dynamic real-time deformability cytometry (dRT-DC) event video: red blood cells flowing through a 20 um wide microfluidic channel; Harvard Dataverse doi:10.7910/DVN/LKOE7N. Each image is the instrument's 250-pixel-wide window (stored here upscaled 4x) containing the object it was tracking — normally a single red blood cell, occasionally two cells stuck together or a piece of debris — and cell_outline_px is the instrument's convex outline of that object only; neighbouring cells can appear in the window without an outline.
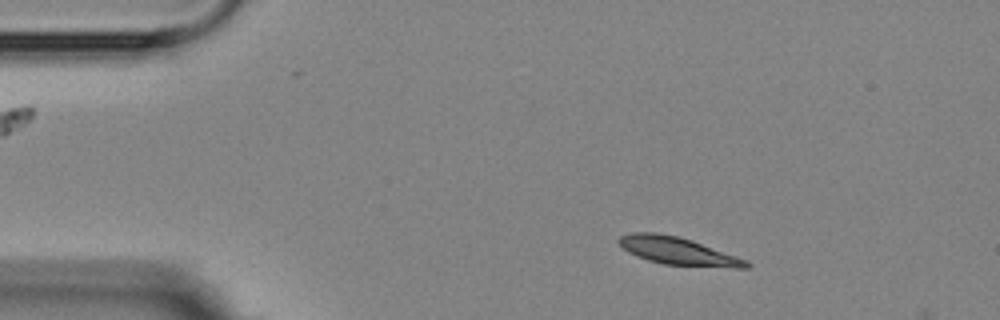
{"species": "Egyptian fruit bat (a non-hibernating species)", "species_latin": "Rousettus aegyptiacus", "temperature_condition": "room temperature", "stored_images_in_passage": 4, "camera_frame_rate_fps": 3000, "um_per_image_px": 0.085, "animal": {"sex": "female"}, "frame": {"image": 1, "passage_image": 2, "time_ms": 1.333, "image_size_px": [1000, 320], "cell_outline_px": [[752, 264], [748, 268], [732, 268], [664, 264], [648, 260], [636, 256], [628, 252], [616, 240], [620, 236], [632, 232], [656, 232], [676, 236], [692, 240], [748, 260]], "centroid_in_image_um": [57.64, 21.34], "position_along_channel_um": 27.4, "area_um2": 20.58}}